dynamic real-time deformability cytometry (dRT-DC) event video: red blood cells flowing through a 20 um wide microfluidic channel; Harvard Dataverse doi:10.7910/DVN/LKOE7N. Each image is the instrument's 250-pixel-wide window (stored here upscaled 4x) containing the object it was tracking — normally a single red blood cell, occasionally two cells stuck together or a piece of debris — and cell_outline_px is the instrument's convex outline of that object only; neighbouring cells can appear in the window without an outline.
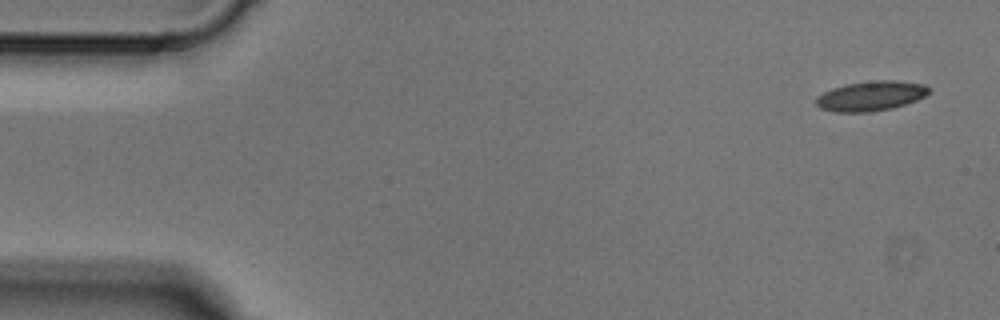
{"species": "Egyptian fruit bat (a non-hibernating species)", "species_latin": "Rousettus aegyptiacus", "temperature_condition": "cold", "stored_images_in_passage": 4, "camera_frame_rate_fps": 3000, "um_per_image_px": 0.085, "animal": {"sex": "male"}, "frame": {"image": 1, "passage_image": 1, "time_ms": 0.0, "image_size_px": [1000, 320], "cell_outline_px": [[932, 88], [924, 96], [916, 100], [892, 108], [868, 112], [836, 112], [820, 108], [816, 104], [816, 96], [832, 88], [844, 84], [876, 80], [896, 80], [924, 84]], "centroid_in_image_um": [74.01, 8.14], "position_along_channel_um": 11.0, "area_um2": 19.59}}
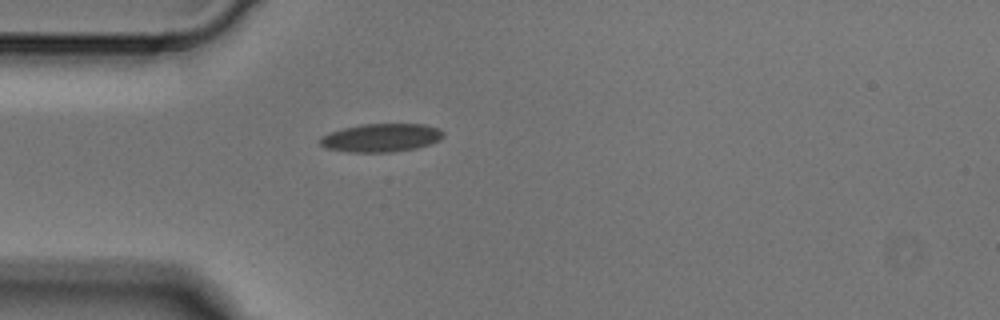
{"frame": {"image": 2, "passage_image": 4, "time_ms": 1.0, "image_size_px": [1000, 320], "cell_outline_px": [[444, 136], [440, 140], [416, 148], [392, 152], [348, 152], [324, 148], [320, 144], [320, 136], [344, 128], [360, 124], [424, 124], [440, 128], [444, 132]], "centroid_in_image_um": [32.41, 11.71], "position_along_channel_um": 52.6, "area_um2": 20.4}}